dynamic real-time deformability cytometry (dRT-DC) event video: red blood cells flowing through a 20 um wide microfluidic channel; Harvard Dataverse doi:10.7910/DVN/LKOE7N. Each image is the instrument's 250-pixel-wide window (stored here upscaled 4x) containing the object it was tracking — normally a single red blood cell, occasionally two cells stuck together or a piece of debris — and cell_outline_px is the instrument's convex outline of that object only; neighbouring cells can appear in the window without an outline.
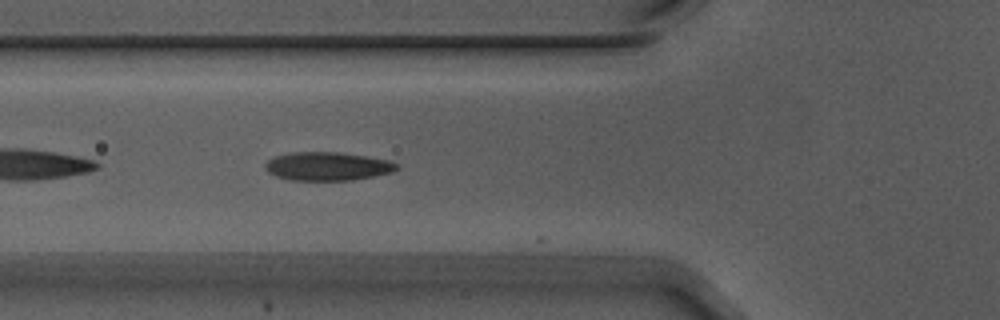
{"species": "Egyptian fruit bat (a non-hibernating species)", "species_latin": "Rousettus aegyptiacus", "temperature_condition": "warm", "stored_images_in_passage": 40, "camera_frame_rate_fps": 3000, "um_per_image_px": 0.085, "animal": {"sex": "male"}, "frame": {"image": 1, "passage_image": 5, "time_ms": 1.333, "image_size_px": [1000, 320], "cell_outline_px": [[400, 168], [392, 172], [352, 180], [288, 180], [276, 176], [268, 172], [264, 168], [264, 164], [268, 160], [276, 156], [292, 152], [340, 152], [388, 160], [396, 164]], "centroid_in_image_um": [27.8, 14.13], "position_along_channel_um": 98.0, "area_um2": 21.73}}
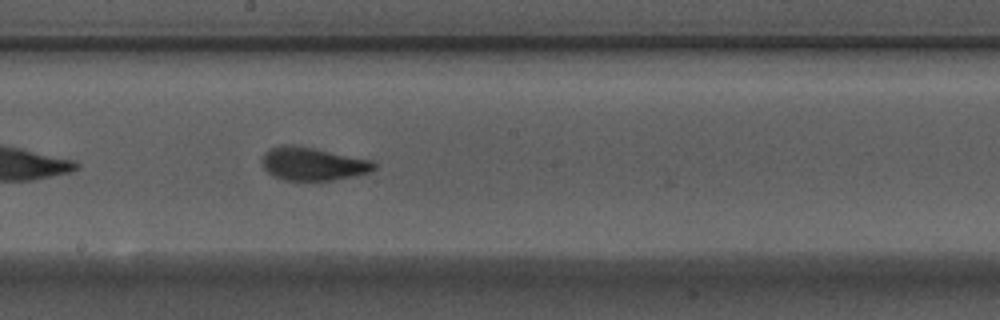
{"frame": {"image": 2, "passage_image": 15, "time_ms": 4.667, "image_size_px": [1000, 320], "cell_outline_px": [[376, 168], [368, 172], [352, 176], [332, 180], [284, 180], [272, 176], [264, 168], [260, 160], [264, 152], [268, 148], [284, 144], [288, 144], [312, 148], [372, 160], [376, 164]], "centroid_in_image_um": [26.53, 13.92], "position_along_channel_um": 221.7, "area_um2": 21.56}}
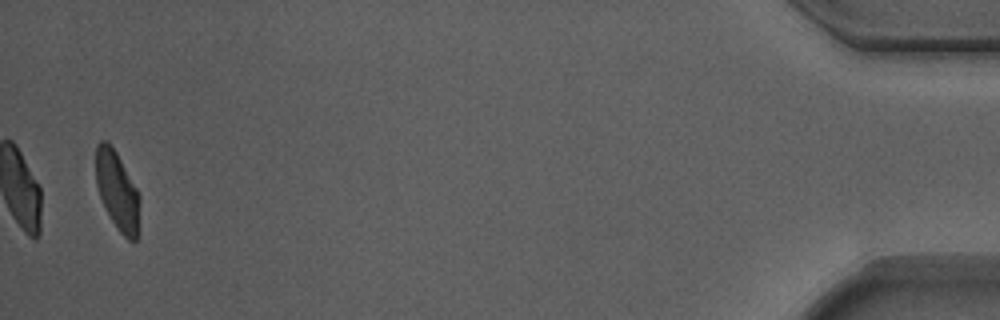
{"frame": {"image": 3, "passage_image": 39, "time_ms": 12.667, "image_size_px": [1000, 320], "cell_outline_px": [[140, 232], [136, 240], [128, 240], [120, 232], [112, 220], [100, 196], [96, 184], [96, 144], [100, 140], [108, 140], [116, 152], [136, 188], [140, 196]], "centroid_in_image_um": [10.0, 16.23], "position_along_channel_um": 425.2, "area_um2": 20.17}, "authors_computed_cell_mechanics": {"area_um2": 21.097, "velocity_mm_per_s": 3.7069, "shape_relaxation_time_tau1_ms": 3.784, "shape_relaxation_time_tau2_ms": null, "deformation_change_tau1": 0.142, "deformation_change_tau2": null}}